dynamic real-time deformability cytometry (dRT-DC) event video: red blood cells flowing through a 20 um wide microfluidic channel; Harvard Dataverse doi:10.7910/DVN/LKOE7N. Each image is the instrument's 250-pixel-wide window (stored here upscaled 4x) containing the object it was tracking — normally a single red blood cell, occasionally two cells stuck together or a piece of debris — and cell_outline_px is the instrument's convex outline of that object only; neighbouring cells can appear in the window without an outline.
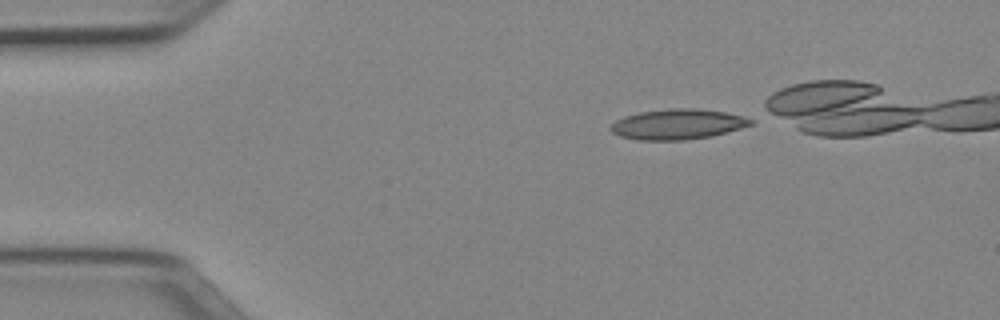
{"species": "Egyptian fruit bat (a non-hibernating species)", "species_latin": "Rousettus aegyptiacus", "temperature_condition": "cold", "stored_images_in_passage": 34, "camera_frame_rate_fps": 3000, "um_per_image_px": 0.085, "animal": {"sex": "female"}, "frame": {"image": 1, "passage_image": 1, "time_ms": 0.0, "image_size_px": [1000, 320], "cell_outline_px": [[756, 124], [712, 136], [684, 140], [636, 140], [620, 136], [612, 132], [608, 128], [616, 120], [624, 116], [640, 112], [672, 108], [692, 108], [756, 116]], "centroid_in_image_um": [57.71, 10.55], "position_along_channel_um": 27.3, "area_um2": 25.26}}
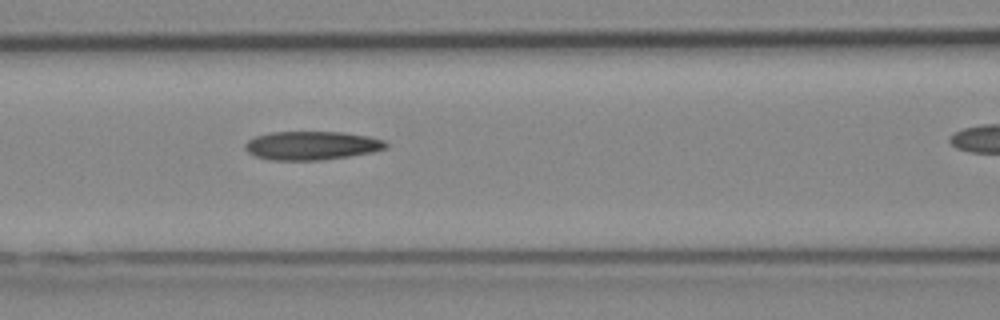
{"frame": {"image": 2, "passage_image": 14, "time_ms": 4.333, "image_size_px": [1000, 320], "cell_outline_px": [[388, 144], [384, 148], [372, 152], [348, 156], [320, 160], [268, 160], [256, 156], [248, 152], [244, 148], [244, 144], [248, 140], [256, 136], [272, 132], [344, 132], [368, 136], [384, 140]], "centroid_in_image_um": [26.46, 12.37], "position_along_channel_um": 140.1, "area_um2": 23.41}}
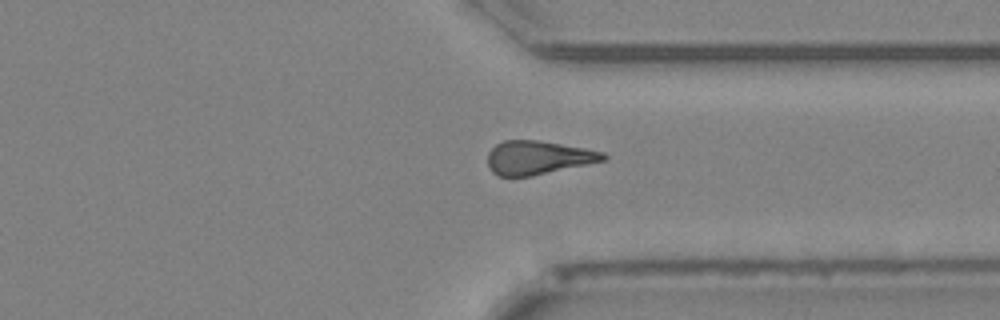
{"frame": {"image": 3, "passage_image": 31, "time_ms": 10.0, "image_size_px": [1000, 320], "cell_outline_px": [[608, 160], [532, 176], [496, 176], [488, 168], [488, 152], [496, 144], [504, 140], [536, 140], [584, 148], [604, 152], [608, 156]], "centroid_in_image_um": [45.74, 13.41], "position_along_channel_um": 365.7, "area_um2": 22.77}}